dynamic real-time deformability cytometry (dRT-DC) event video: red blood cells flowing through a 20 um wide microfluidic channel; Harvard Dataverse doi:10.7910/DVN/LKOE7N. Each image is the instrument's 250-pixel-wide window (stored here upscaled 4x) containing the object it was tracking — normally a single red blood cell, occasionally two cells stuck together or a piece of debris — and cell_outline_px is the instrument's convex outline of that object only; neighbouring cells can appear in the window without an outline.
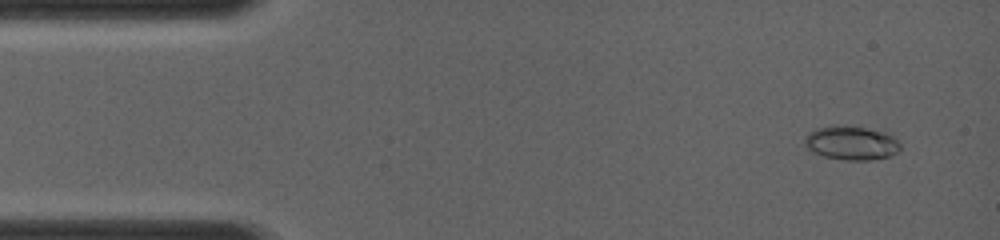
{"species": "common noctule bat (a hibernating species)", "species_latin": "Nyctalus noctula", "temperature_condition": "room temperature", "stored_images_in_passage": 53, "camera_frame_rate_fps": 4000, "um_per_image_px": 0.085, "animal": {"sex": "female", "body_mass_g": 19.0, "forearm_length_mm": 56.7}, "frame": {"image": 1, "passage_image": 4, "time_ms": 0.75, "image_size_px": [1000, 240], "cell_outline_px": [[900, 148], [896, 152], [888, 156], [868, 160], [844, 160], [824, 156], [812, 152], [804, 144], [804, 136], [816, 128], [836, 124], [864, 128], [884, 132], [892, 136], [900, 144]], "centroid_in_image_um": [72.3, 12.14], "position_along_channel_um": 12.7, "area_um2": 18.79}}
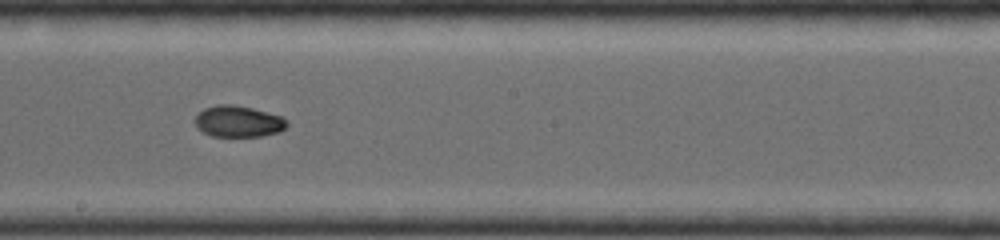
{"frame": {"image": 2, "passage_image": 30, "time_ms": 7.25, "image_size_px": [1000, 240], "cell_outline_px": [[288, 124], [280, 132], [260, 136], [212, 136], [196, 128], [196, 116], [204, 108], [216, 104], [232, 104], [252, 108], [280, 116], [288, 120]], "centroid_in_image_um": [20.25, 10.31], "position_along_channel_um": 227.9, "area_um2": 16.7}}
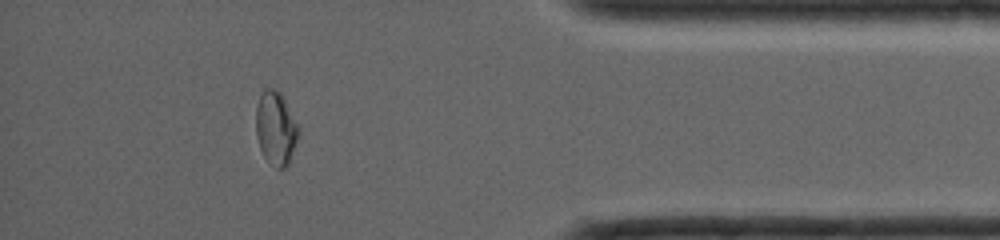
{"frame": {"image": 3, "passage_image": 47, "time_ms": 11.5, "image_size_px": [1000, 240], "cell_outline_px": [[300, 132], [288, 164], [284, 168], [276, 168], [264, 156], [260, 148], [256, 132], [256, 104], [264, 88], [276, 88], [280, 92], [300, 128]], "centroid_in_image_um": [23.44, 10.87], "position_along_channel_um": 411.8, "area_um2": 18.15}}